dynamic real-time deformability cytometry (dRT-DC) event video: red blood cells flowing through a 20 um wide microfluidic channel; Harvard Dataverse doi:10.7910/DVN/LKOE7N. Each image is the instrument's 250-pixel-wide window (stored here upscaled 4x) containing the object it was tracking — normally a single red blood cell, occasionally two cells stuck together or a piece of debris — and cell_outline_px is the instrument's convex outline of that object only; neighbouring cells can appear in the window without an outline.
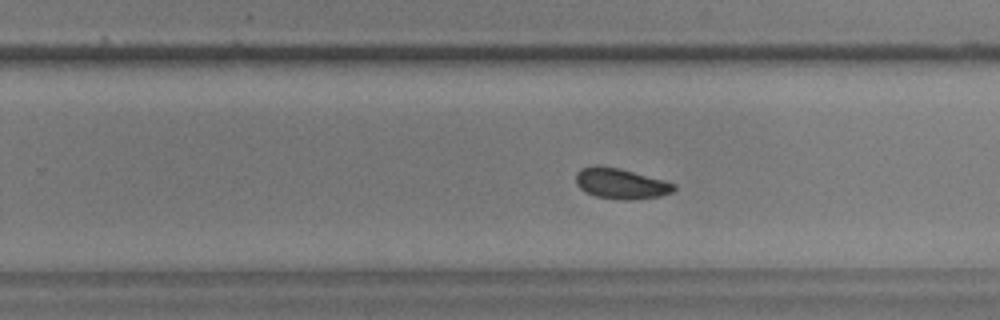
{"species": "common noctule bat (a hibernating species)", "species_latin": "Nyctalus noctula", "temperature_condition": "warm", "stored_images_in_passage": 34, "camera_frame_rate_fps": 3000, "um_per_image_px": 0.085, "animal": {"sex": "male", "body_mass_g": 17.9, "forearm_length_mm": 54.2}, "frame": {"image": 1, "passage_image": 20, "time_ms": 6.333, "image_size_px": [1000, 320], "cell_outline_px": [[676, 188], [672, 192], [660, 196], [632, 200], [624, 200], [596, 196], [580, 188], [576, 184], [576, 172], [580, 168], [596, 164], [620, 168], [664, 180], [676, 184]], "centroid_in_image_um": [52.76, 15.58], "position_along_channel_um": 277.0, "area_um2": 17.57}}
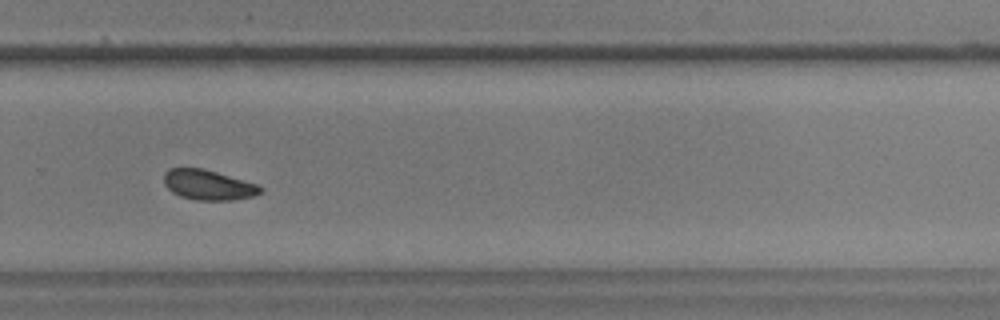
{"frame": {"image": 2, "passage_image": 23, "time_ms": 7.333, "image_size_px": [1000, 320], "cell_outline_px": [[264, 192], [252, 196], [232, 200], [196, 200], [180, 196], [172, 192], [164, 184], [164, 172], [168, 168], [204, 168], [260, 184], [264, 188]], "centroid_in_image_um": [17.74, 15.71], "position_along_channel_um": 312.1, "area_um2": 17.22}}
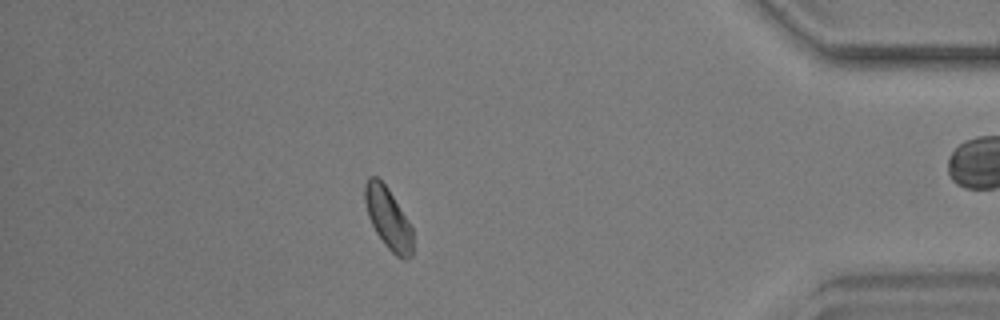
{"frame": {"image": 3, "passage_image": 34, "time_ms": 11.0, "image_size_px": [1000, 320], "cell_outline_px": [[412, 256], [404, 260], [396, 256], [384, 244], [376, 232], [368, 216], [364, 200], [364, 184], [368, 176], [376, 176], [388, 188], [408, 220], [412, 228]], "centroid_in_image_um": [32.98, 18.55], "position_along_channel_um": 402.2, "area_um2": 17.11}, "authors_computed_cell_mechanics": {"area_um2": 17.2533, "velocity_mm_per_s": 3.5111, "shape_relaxation_time_tau1_ms": 2.5544, "shape_relaxation_time_tau2_ms": 1.945, "deformation_change_tau1": 0.1057, "deformation_change_tau2": 0.0643}}